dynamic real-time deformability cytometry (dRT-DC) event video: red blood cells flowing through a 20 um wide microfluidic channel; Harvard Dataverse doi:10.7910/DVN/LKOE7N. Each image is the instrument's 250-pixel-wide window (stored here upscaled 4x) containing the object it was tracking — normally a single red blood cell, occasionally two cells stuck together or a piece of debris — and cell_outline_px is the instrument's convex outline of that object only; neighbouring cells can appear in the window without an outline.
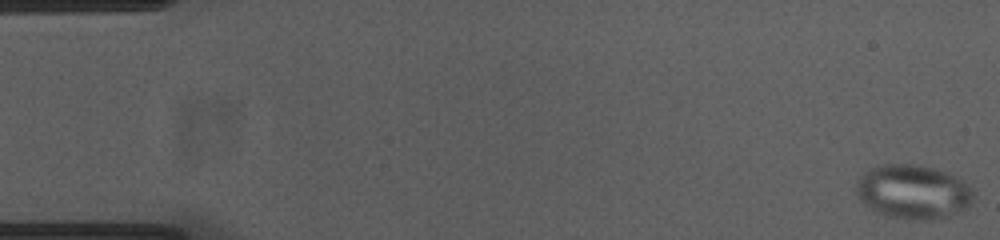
{"species": "common noctule bat (a hibernating species)", "species_latin": "Nyctalus noctula", "temperature_condition": "cold", "stored_images_in_passage": 55, "camera_frame_rate_fps": 3000, "um_per_image_px": 0.085, "animal": {"sex": "female", "body_mass_g": 23.0, "forearm_length_mm": 53.4}, "frame": {"image": 1, "passage_image": 1, "time_ms": 0.0, "image_size_px": [1000, 240], "cell_outline_px": [[972, 200], [964, 208], [948, 216], [924, 220], [916, 220], [888, 216], [872, 208], [860, 200], [856, 192], [856, 180], [868, 168], [876, 164], [912, 164], [932, 168], [956, 176], [968, 184], [972, 188]], "centroid_in_image_um": [77.57, 16.28], "position_along_channel_um": 7.4, "area_um2": 36.65}}
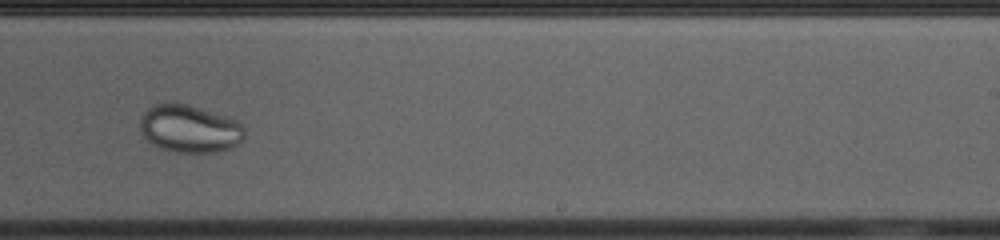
{"frame": {"image": 2, "passage_image": 34, "time_ms": 11.0, "image_size_px": [1000, 240], "cell_outline_px": [[244, 140], [228, 148], [216, 152], [176, 152], [152, 144], [140, 132], [140, 120], [144, 112], [148, 108], [156, 104], [172, 100], [188, 104], [236, 120], [244, 128]], "centroid_in_image_um": [16.08, 10.91], "position_along_channel_um": 272.9, "area_um2": 28.96}}
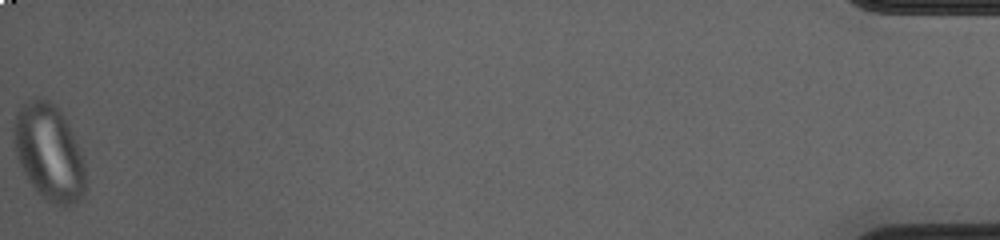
{"frame": {"image": 3, "passage_image": 55, "time_ms": 18.0, "image_size_px": [1000, 240], "cell_outline_px": [[84, 196], [72, 204], [64, 208], [60, 208], [48, 200], [28, 180], [16, 156], [16, 112], [20, 104], [36, 96], [40, 96], [48, 100], [60, 112], [68, 124], [84, 160]], "centroid_in_image_um": [4.18, 12.95], "position_along_channel_um": 431.0, "area_um2": 39.42}}